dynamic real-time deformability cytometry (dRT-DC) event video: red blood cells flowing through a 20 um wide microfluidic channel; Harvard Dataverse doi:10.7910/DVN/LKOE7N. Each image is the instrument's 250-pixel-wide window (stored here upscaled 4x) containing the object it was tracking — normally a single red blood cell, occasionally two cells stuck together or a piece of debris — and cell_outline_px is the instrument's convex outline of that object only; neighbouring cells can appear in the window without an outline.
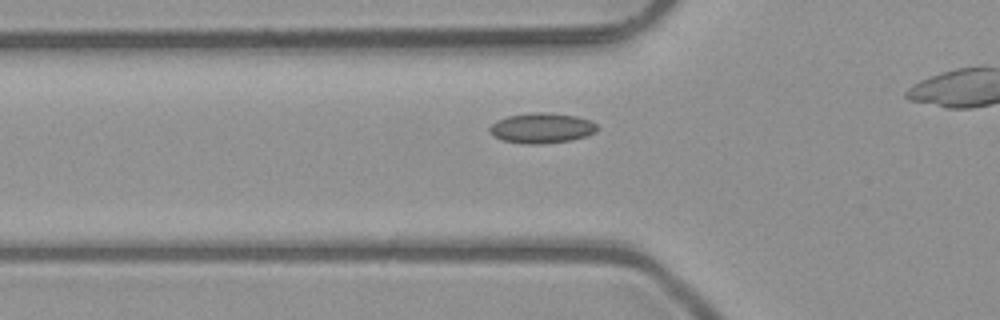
{"species": "common noctule bat (a hibernating species)", "species_latin": "Nyctalus noctula", "temperature_condition": "room temperature", "stored_images_in_passage": 31, "camera_frame_rate_fps": 3000, "um_per_image_px": 0.085, "animal": {"sex": "male", "body_mass_g": 23.1, "forearm_length_mm": 52.7}, "frame": {"image": 1, "passage_image": 7, "time_ms": 2.0, "image_size_px": [1000, 320], "cell_outline_px": [[600, 128], [596, 132], [588, 136], [572, 140], [544, 144], [528, 144], [500, 140], [492, 136], [488, 128], [496, 120], [508, 116], [532, 112], [544, 112], [576, 116], [592, 120]], "centroid_in_image_um": [46.07, 10.89], "position_along_channel_um": 79.7, "area_um2": 19.31}}
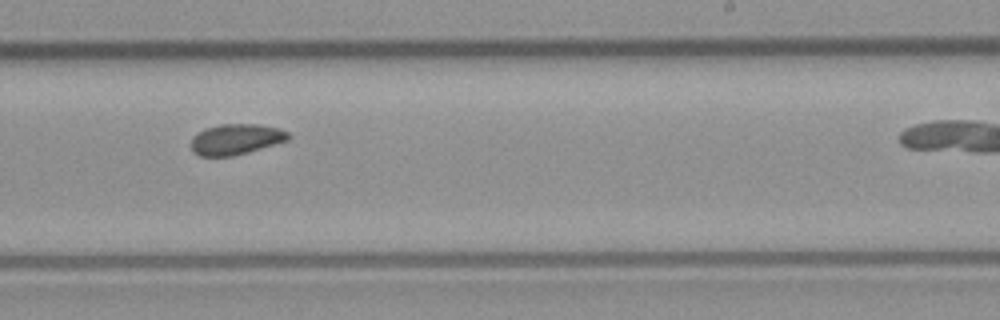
{"frame": {"image": 2, "passage_image": 21, "time_ms": 6.667, "image_size_px": [1000, 320], "cell_outline_px": [[292, 136], [288, 140], [248, 152], [232, 156], [200, 156], [192, 152], [192, 136], [208, 128], [220, 124], [256, 124], [280, 128], [288, 132]], "centroid_in_image_um": [20.08, 11.84], "position_along_channel_um": 268.9, "area_um2": 17.28}}
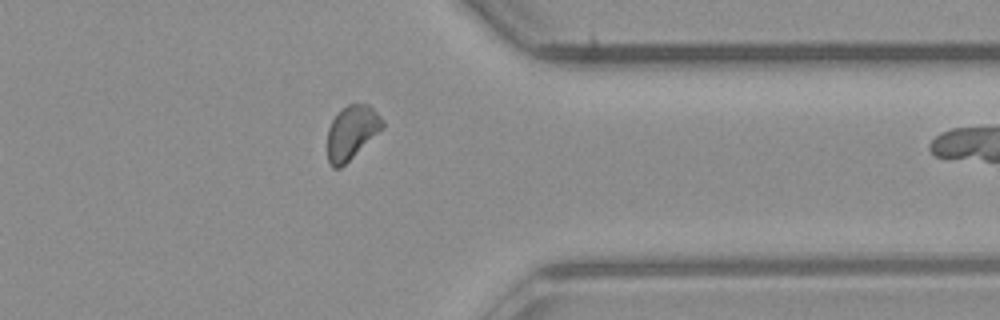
{"frame": {"image": 3, "passage_image": 30, "time_ms": 9.667, "image_size_px": [1000, 320], "cell_outline_px": [[384, 128], [340, 168], [332, 168], [328, 164], [328, 128], [332, 120], [348, 104], [368, 104], [384, 120]], "centroid_in_image_um": [29.9, 11.27], "position_along_channel_um": 381.5, "area_um2": 17.05}}